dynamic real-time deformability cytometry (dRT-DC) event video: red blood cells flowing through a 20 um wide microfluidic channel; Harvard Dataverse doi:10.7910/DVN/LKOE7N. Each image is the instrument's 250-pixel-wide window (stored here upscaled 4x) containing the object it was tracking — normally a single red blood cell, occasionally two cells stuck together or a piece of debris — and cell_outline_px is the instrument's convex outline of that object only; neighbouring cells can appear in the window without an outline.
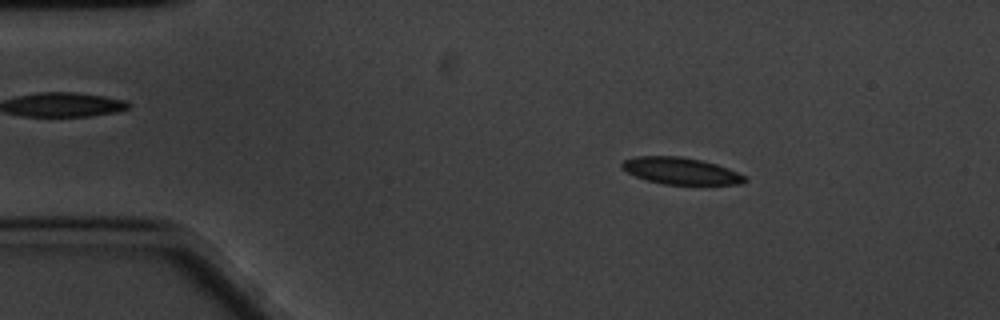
{"species": "common noctule bat (a hibernating species)", "species_latin": "Nyctalus noctula", "temperature_condition": "cold", "stored_images_in_passage": 59, "camera_frame_rate_fps": 3000, "um_per_image_px": 0.085, "animal": {"sex": "male", "body_mass_g": 20.1, "forearm_length_mm": 53.5}, "frame": {"image": 1, "passage_image": 9, "time_ms": 2.667, "image_size_px": [1000, 320], "cell_outline_px": [[748, 180], [740, 184], [664, 184], [648, 180], [636, 176], [620, 168], [620, 164], [624, 160], [636, 156], [680, 156], [700, 160], [716, 164], [736, 172], [744, 176]], "centroid_in_image_um": [57.82, 14.52], "position_along_channel_um": 27.2, "area_um2": 18.9}}
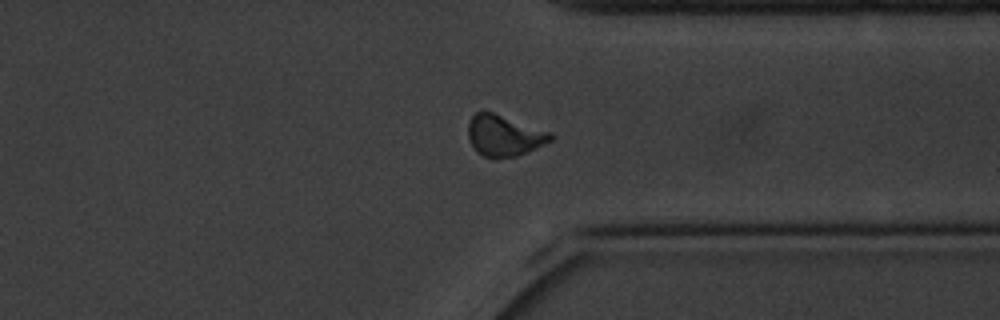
{"frame": {"image": 2, "passage_image": 45, "time_ms": 14.667, "image_size_px": [1000, 320], "cell_outline_px": [[556, 136], [552, 140], [516, 156], [496, 160], [484, 156], [476, 152], [468, 140], [468, 120], [476, 112], [492, 112], [552, 132]], "centroid_in_image_um": [42.83, 11.54], "position_along_channel_um": 368.6, "area_um2": 19.94}}
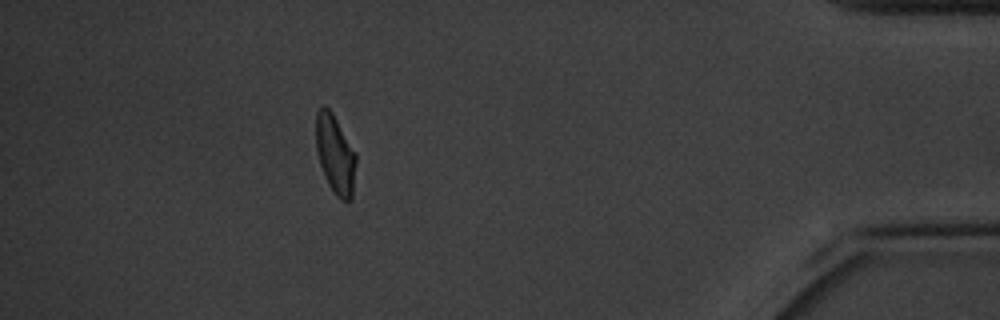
{"frame": {"image": 3, "passage_image": 53, "time_ms": 17.333, "image_size_px": [1000, 320], "cell_outline_px": [[356, 164], [352, 200], [340, 200], [336, 196], [328, 184], [324, 176], [320, 164], [316, 148], [316, 112], [324, 104], [332, 112], [356, 152]], "centroid_in_image_um": [28.5, 13.13], "position_along_channel_um": 406.7, "area_um2": 18.55}, "authors_computed_cell_mechanics": {"area_um2": 19.4208, "velocity_mm_per_s": 3.3133, "shape_relaxation_time_tau1_ms": 3.876, "shape_relaxation_time_tau2_ms": 2.0197, "deformation_change_tau1": 0.1295, "deformation_change_tau2": 0.0965}}